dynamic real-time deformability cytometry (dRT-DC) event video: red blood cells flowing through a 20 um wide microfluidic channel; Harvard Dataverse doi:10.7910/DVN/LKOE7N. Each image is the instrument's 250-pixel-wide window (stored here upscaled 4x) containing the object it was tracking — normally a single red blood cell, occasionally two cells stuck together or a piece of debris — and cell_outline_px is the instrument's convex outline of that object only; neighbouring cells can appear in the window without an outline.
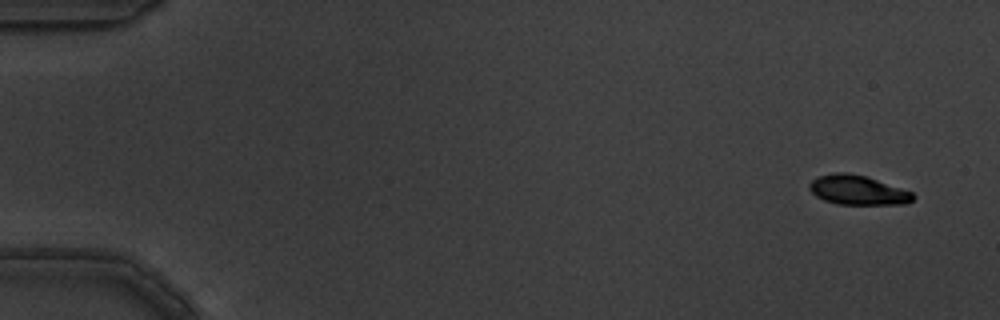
{"species": "common noctule bat (a hibernating species)", "species_latin": "Nyctalus noctula", "temperature_condition": "warm", "stored_images_in_passage": 8, "camera_frame_rate_fps": 3000, "um_per_image_px": 0.085, "animal": {"sex": "male", "body_mass_g": 19.5, "forearm_length_mm": 54.6}, "frame": {"image": 1, "passage_image": 1, "time_ms": 0.0, "image_size_px": [1000, 320], "cell_outline_px": [[916, 196], [912, 200], [904, 204], [836, 204], [824, 200], [816, 196], [808, 188], [808, 184], [816, 176], [836, 172], [848, 172], [864, 176], [912, 192]], "centroid_in_image_um": [72.85, 16.15], "position_along_channel_um": 12.1, "area_um2": 17.69}}
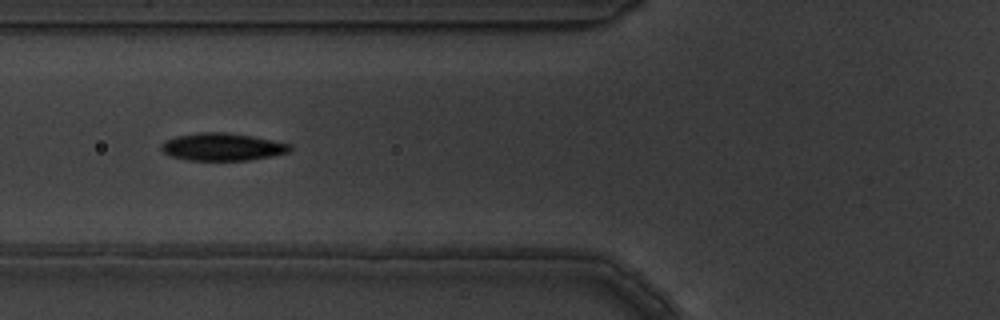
{"frame": {"image": 2, "passage_image": 6, "time_ms": 1.667, "image_size_px": [1000, 320], "cell_outline_px": [[292, 148], [288, 152], [272, 156], [248, 160], [188, 160], [172, 156], [164, 152], [160, 148], [160, 144], [164, 140], [176, 136], [196, 132], [224, 132], [252, 136], [292, 144]], "centroid_in_image_um": [18.88, 12.47], "position_along_channel_um": 106.9, "area_um2": 20.69}}
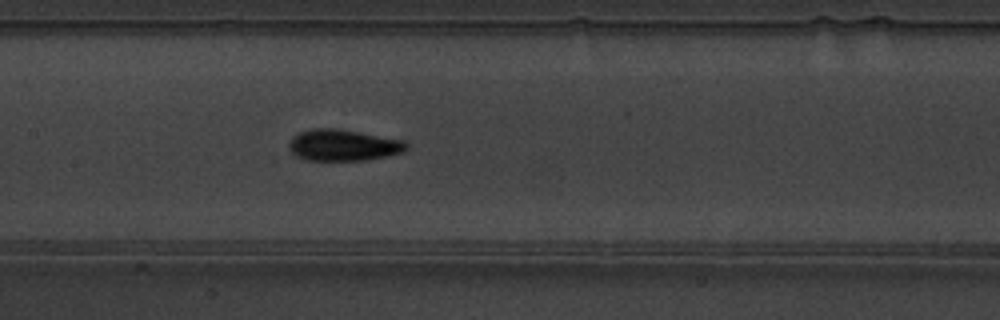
{"frame": {"image": 3, "passage_image": 8, "time_ms": 2.333, "image_size_px": [1000, 320], "cell_outline_px": [[408, 148], [404, 152], [364, 160], [308, 160], [296, 156], [292, 152], [288, 144], [292, 136], [300, 132], [312, 128], [336, 128], [404, 140], [408, 144]], "centroid_in_image_um": [29.17, 12.33], "position_along_channel_um": 178.2, "area_um2": 21.39}}